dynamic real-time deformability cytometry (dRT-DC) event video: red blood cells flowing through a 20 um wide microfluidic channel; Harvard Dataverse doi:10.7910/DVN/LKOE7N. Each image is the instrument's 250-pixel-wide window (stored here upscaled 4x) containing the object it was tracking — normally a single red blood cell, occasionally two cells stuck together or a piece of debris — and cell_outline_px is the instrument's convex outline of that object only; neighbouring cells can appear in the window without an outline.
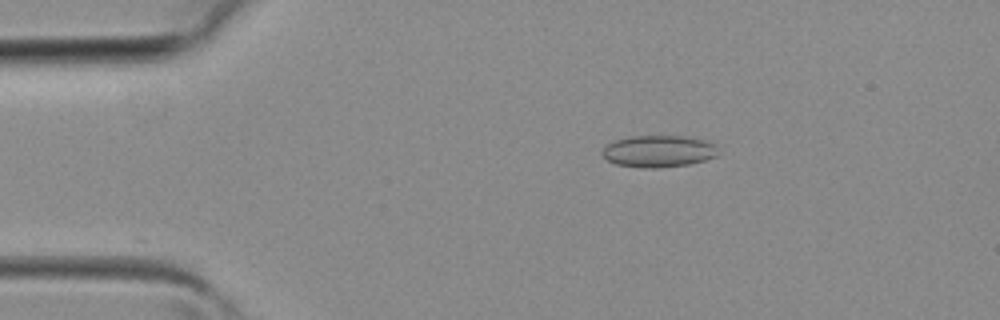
{"species": "common noctule bat (a hibernating species)", "species_latin": "Nyctalus noctula", "temperature_condition": "room temperature", "stored_images_in_passage": 36, "camera_frame_rate_fps": 3000, "um_per_image_px": 0.085, "animal": {"sex": "female", "body_mass_g": 19.3, "forearm_length_mm": 54.1}, "frame": {"image": 1, "passage_image": 4, "time_ms": 1.0, "image_size_px": [1000, 320], "cell_outline_px": [[716, 156], [704, 160], [688, 164], [656, 168], [644, 168], [616, 164], [608, 160], [600, 152], [604, 144], [616, 140], [632, 136], [684, 136], [704, 140], [716, 144]], "centroid_in_image_um": [55.93, 12.85], "position_along_channel_um": 29.1, "area_um2": 21.44}}
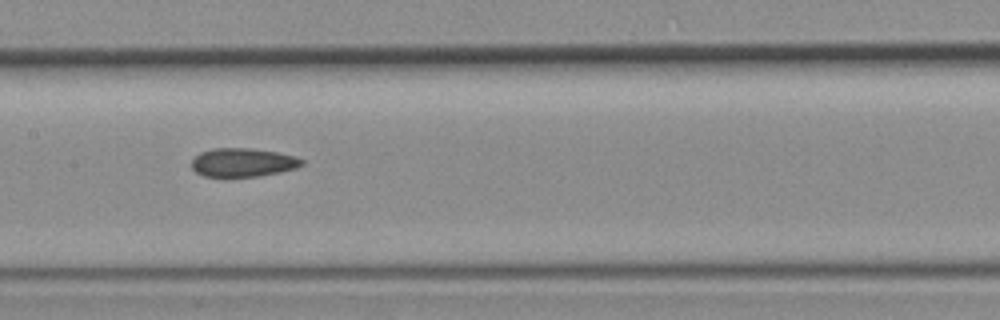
{"frame": {"image": 2, "passage_image": 16, "time_ms": 5.0, "image_size_px": [1000, 320], "cell_outline_px": [[304, 164], [296, 168], [280, 172], [260, 176], [204, 176], [196, 172], [192, 168], [192, 160], [200, 152], [212, 148], [252, 148], [276, 152], [296, 156], [304, 160]], "centroid_in_image_um": [20.66, 13.8], "position_along_channel_um": 186.7, "area_um2": 18.38}}
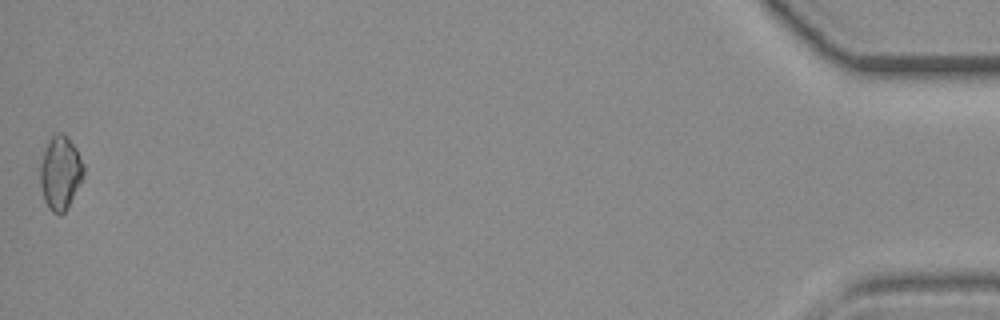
{"frame": {"image": 3, "passage_image": 36, "time_ms": 11.667, "image_size_px": [1000, 320], "cell_outline_px": [[84, 176], [68, 208], [60, 216], [52, 212], [48, 208], [44, 200], [40, 184], [40, 164], [48, 140], [56, 132], [64, 132], [68, 136], [76, 148], [84, 164]], "centroid_in_image_um": [5.14, 14.69], "position_along_channel_um": 430.1, "area_um2": 18.96}}